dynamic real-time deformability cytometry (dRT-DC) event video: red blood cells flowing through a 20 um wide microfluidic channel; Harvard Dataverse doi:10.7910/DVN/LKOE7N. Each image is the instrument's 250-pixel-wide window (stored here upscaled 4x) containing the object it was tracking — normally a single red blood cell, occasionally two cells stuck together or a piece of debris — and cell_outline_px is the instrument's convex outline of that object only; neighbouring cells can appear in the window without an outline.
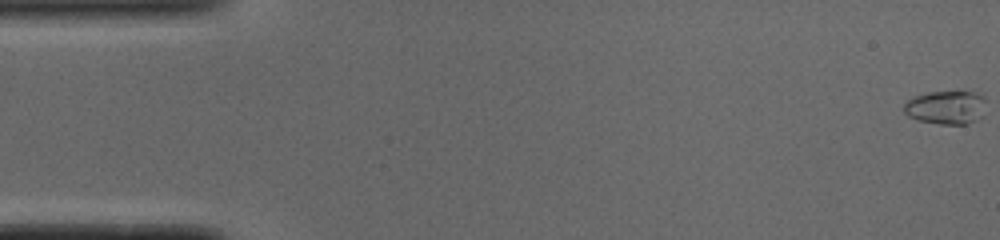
{"species": "common noctule bat (a hibernating species)", "species_latin": "Nyctalus noctula", "temperature_condition": "cold", "stored_images_in_passage": 43, "camera_frame_rate_fps": 3000, "um_per_image_px": 0.085, "animal": {"sex": "male", "body_mass_g": 19.0, "forearm_length_mm": 50.8}, "frame": {"image": 1, "passage_image": 1, "time_ms": 0.0, "image_size_px": [1000, 240], "cell_outline_px": [[984, 116], [968, 124], [940, 124], [916, 120], [908, 116], [904, 112], [904, 104], [908, 100], [916, 96], [928, 92], [976, 92], [984, 96]], "centroid_in_image_um": [80.43, 9.14], "position_along_channel_um": 4.6, "area_um2": 16.13}}
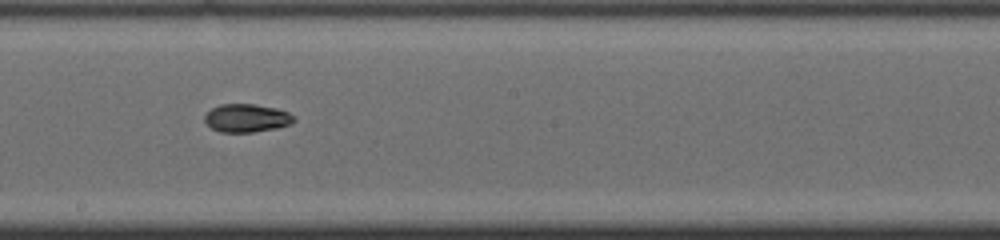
{"frame": {"image": 2, "passage_image": 29, "time_ms": 9.333, "image_size_px": [1000, 240], "cell_outline_px": [[296, 120], [292, 124], [276, 128], [252, 132], [220, 132], [212, 128], [204, 120], [204, 116], [212, 108], [220, 104], [256, 104], [276, 108], [288, 112], [296, 116]], "centroid_in_image_um": [21.0, 10.03], "position_along_channel_um": 227.2, "area_um2": 14.74}}
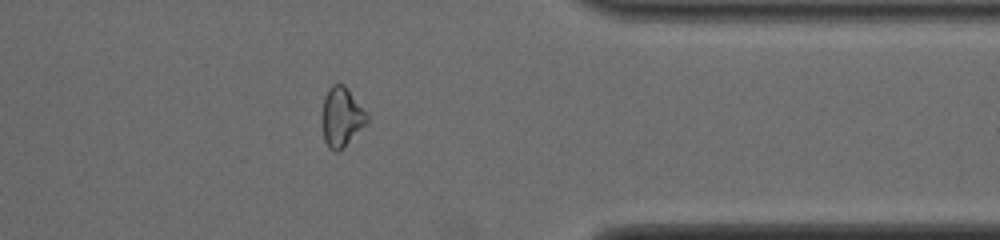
{"frame": {"image": 3, "passage_image": 42, "time_ms": 13.667, "image_size_px": [1000, 240], "cell_outline_px": [[368, 124], [336, 152], [328, 148], [324, 140], [324, 96], [328, 88], [332, 84], [344, 84], [368, 112]], "centroid_in_image_um": [29.09, 9.91], "position_along_channel_um": 382.3, "area_um2": 15.32}}